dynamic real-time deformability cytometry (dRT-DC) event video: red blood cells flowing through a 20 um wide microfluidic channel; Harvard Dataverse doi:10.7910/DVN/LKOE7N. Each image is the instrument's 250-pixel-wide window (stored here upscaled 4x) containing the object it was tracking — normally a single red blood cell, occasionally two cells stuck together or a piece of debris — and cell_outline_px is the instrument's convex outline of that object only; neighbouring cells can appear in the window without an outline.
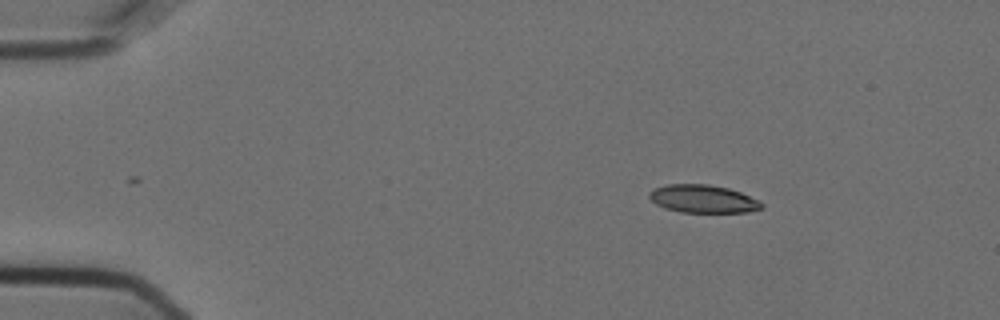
{"species": "Egyptian fruit bat (a non-hibernating species)", "species_latin": "Rousettus aegyptiacus", "temperature_condition": "cold", "stored_images_in_passage": 49, "camera_frame_rate_fps": 3000, "um_per_image_px": 0.085, "animal": {"sex": "female"}, "frame": {"image": 1, "passage_image": 1, "time_ms": 0.0, "image_size_px": [1000, 320], "cell_outline_px": [[764, 208], [748, 212], [680, 212], [664, 208], [656, 204], [648, 196], [648, 192], [656, 188], [668, 184], [708, 184], [728, 188], [740, 192], [760, 200], [764, 204]], "centroid_in_image_um": [59.78, 16.91], "position_along_channel_um": 25.2, "area_um2": 18.38}}
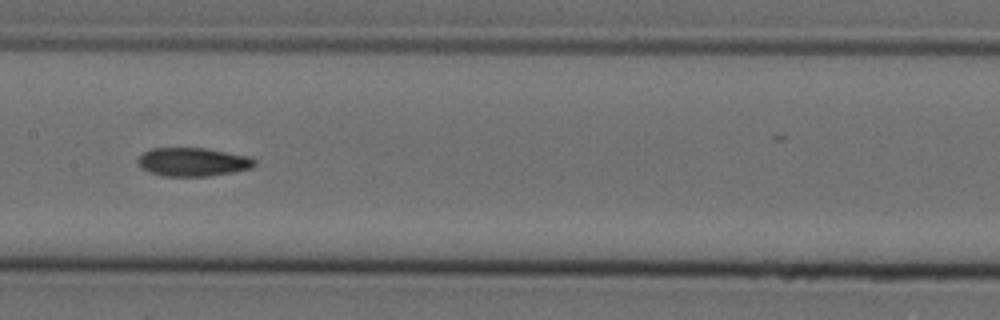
{"frame": {"image": 2, "passage_image": 21, "time_ms": 6.667, "image_size_px": [1000, 320], "cell_outline_px": [[256, 164], [252, 168], [232, 172], [208, 176], [160, 176], [148, 172], [140, 168], [136, 160], [144, 152], [152, 148], [208, 148], [252, 156], [256, 160]], "centroid_in_image_um": [16.41, 13.76], "position_along_channel_um": 191.0, "area_um2": 19.77}}
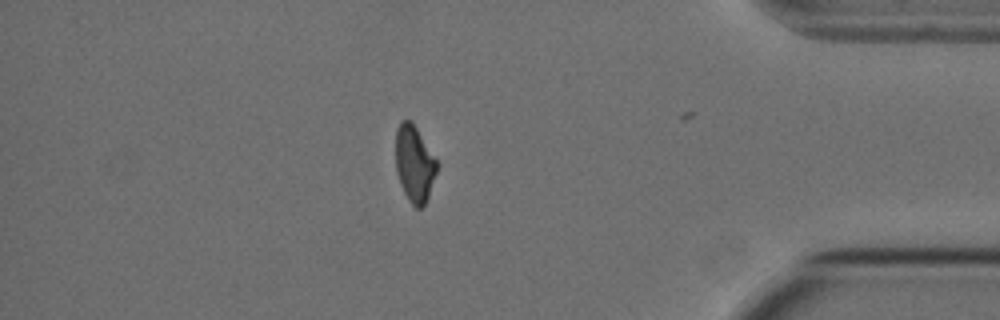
{"frame": {"image": 3, "passage_image": 41, "time_ms": 13.333, "image_size_px": [1000, 320], "cell_outline_px": [[440, 164], [428, 196], [424, 204], [420, 208], [416, 208], [408, 200], [400, 184], [396, 172], [396, 132], [400, 120], [408, 120], [416, 128]], "centroid_in_image_um": [35.23, 13.93], "position_along_channel_um": 400.0, "area_um2": 18.32}, "authors_computed_cell_mechanics": {"area_um2": 19.5364, "velocity_mm_per_s": 3.6312, "shape_relaxation_time_tau1_ms": 9.1899, "shape_relaxation_time_tau2_ms": 3.4991, "deformation_change_tau1": 0.207, "deformation_change_tau2": 0.099}}